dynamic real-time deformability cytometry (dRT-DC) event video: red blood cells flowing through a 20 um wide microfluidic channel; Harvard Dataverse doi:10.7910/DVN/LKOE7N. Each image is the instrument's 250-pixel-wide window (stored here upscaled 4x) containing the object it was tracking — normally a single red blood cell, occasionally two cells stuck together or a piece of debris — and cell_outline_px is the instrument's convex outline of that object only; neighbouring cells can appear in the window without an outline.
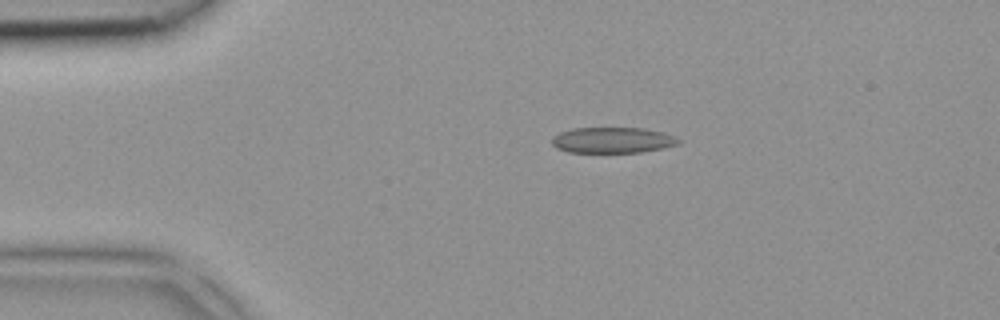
{"species": "common noctule bat (a hibernating species)", "species_latin": "Nyctalus noctula", "temperature_condition": "room temperature", "stored_images_in_passage": 2, "camera_frame_rate_fps": 3000, "um_per_image_px": 0.085, "animal": {"sex": "female", "body_mass_g": 18.4}, "frame": {"image": 1, "passage_image": 1, "time_ms": 0.0, "image_size_px": [1000, 320], "cell_outline_px": [[680, 144], [640, 152], [568, 152], [556, 148], [552, 144], [552, 136], [560, 132], [572, 128], [644, 128], [664, 132], [680, 140]], "centroid_in_image_um": [52.03, 11.9], "position_along_channel_um": 33.0, "area_um2": 18.96}}